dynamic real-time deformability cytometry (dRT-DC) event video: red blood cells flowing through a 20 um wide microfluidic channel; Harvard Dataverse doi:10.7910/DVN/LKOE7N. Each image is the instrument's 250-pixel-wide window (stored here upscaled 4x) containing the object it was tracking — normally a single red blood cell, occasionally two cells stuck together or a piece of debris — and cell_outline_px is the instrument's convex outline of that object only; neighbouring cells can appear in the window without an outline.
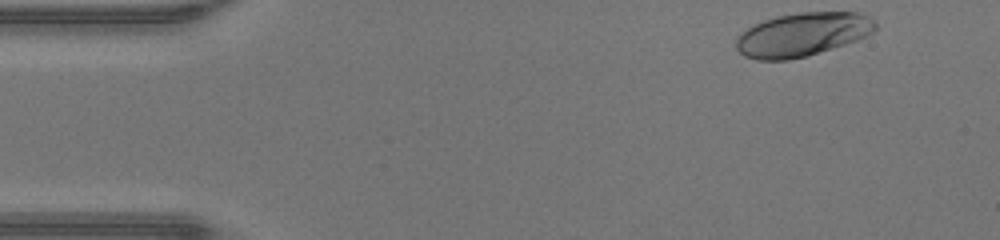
{"species": "human", "species_latin": "Homo sapiens", "temperature_condition": "warm", "stored_images_in_passage": 40, "camera_frame_rate_fps": 3000, "um_per_image_px": 0.085, "donor": {"sex": "male"}, "frame": {"image": 1, "passage_image": 1, "time_ms": 0.0, "image_size_px": [1000, 240], "cell_outline_px": [[876, 28], [872, 32], [856, 40], [844, 44], [804, 56], [788, 60], [756, 60], [744, 56], [736, 48], [736, 36], [740, 32], [764, 20], [776, 16], [800, 12], [860, 12], [876, 20]], "centroid_in_image_um": [68.18, 2.92], "position_along_channel_um": 16.8, "area_um2": 35.2}}
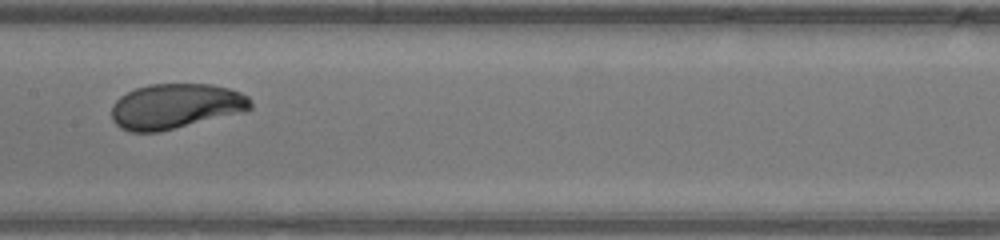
{"frame": {"image": 2, "passage_image": 20, "time_ms": 6.333, "image_size_px": [1000, 240], "cell_outline_px": [[252, 108], [244, 112], [160, 132], [128, 132], [120, 128], [112, 120], [112, 104], [120, 96], [136, 88], [148, 84], [212, 84], [228, 88], [240, 92], [248, 96], [252, 104]], "centroid_in_image_um": [14.92, 9.04], "position_along_channel_um": 192.5, "area_um2": 36.82}}
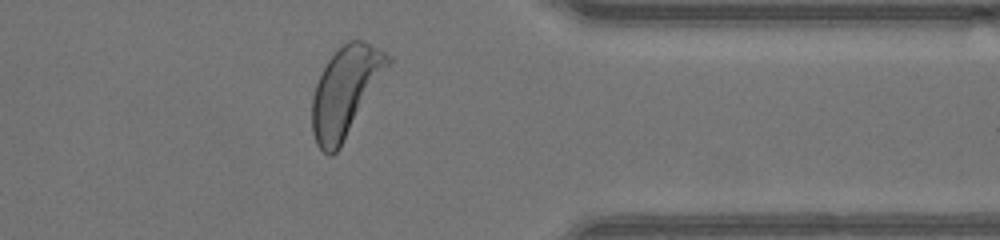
{"frame": {"image": 3, "passage_image": 34, "time_ms": 11.0, "image_size_px": [1000, 240], "cell_outline_px": [[392, 60], [340, 148], [332, 156], [328, 156], [316, 144], [312, 132], [312, 96], [316, 84], [328, 60], [348, 40], [364, 40], [384, 52]], "centroid_in_image_um": [29.33, 7.8], "position_along_channel_um": 382.1, "area_um2": 38.78}, "authors_computed_cell_mechanics": {"area_um2": 36.5296, "velocity_mm_per_s": 4.3674, "shape_relaxation_time_tau1_ms": 2.5527, "shape_relaxation_time_tau2_ms": null, "deformation_change_tau1": 0.1688, "deformation_change_tau2": null}}